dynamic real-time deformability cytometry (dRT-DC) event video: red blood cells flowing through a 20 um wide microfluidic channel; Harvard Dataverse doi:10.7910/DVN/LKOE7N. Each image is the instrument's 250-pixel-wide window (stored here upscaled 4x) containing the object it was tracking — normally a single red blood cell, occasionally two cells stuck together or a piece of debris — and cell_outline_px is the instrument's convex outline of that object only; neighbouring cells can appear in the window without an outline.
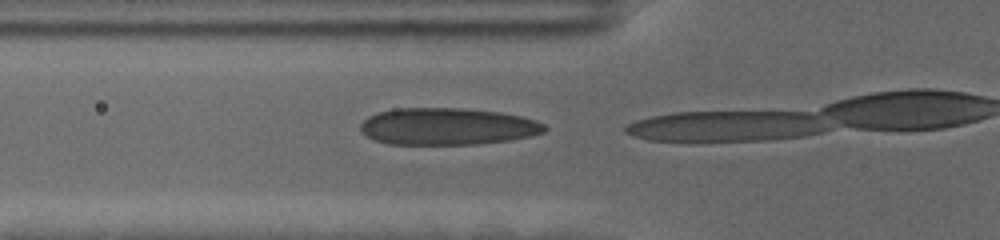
{"species": "human", "species_latin": "Homo sapiens", "temperature_condition": "cold", "stored_images_in_passage": 3, "camera_frame_rate_fps": 3000, "um_per_image_px": 0.085, "donor": {"sex": "female"}, "frame": {"image": 1, "passage_image": 2, "time_ms": 0.333, "image_size_px": [1000, 240], "cell_outline_px": [[548, 128], [544, 132], [532, 136], [508, 140], [476, 144], [388, 144], [376, 140], [360, 132], [360, 124], [368, 116], [380, 112], [396, 108], [460, 108], [500, 112], [520, 116], [536, 120], [544, 124]], "centroid_in_image_um": [38.04, 10.75], "position_along_channel_um": 87.8, "area_um2": 39.65}}